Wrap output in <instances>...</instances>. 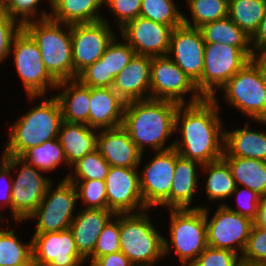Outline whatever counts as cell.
Wrapping results in <instances>:
<instances>
[{"mask_svg": "<svg viewBox=\"0 0 266 266\" xmlns=\"http://www.w3.org/2000/svg\"><path fill=\"white\" fill-rule=\"evenodd\" d=\"M250 43L253 53L266 49V12L257 30L250 37Z\"/></svg>", "mask_w": 266, "mask_h": 266, "instance_id": "50", "label": "cell"}, {"mask_svg": "<svg viewBox=\"0 0 266 266\" xmlns=\"http://www.w3.org/2000/svg\"><path fill=\"white\" fill-rule=\"evenodd\" d=\"M0 162H1L0 163V183L2 182L3 184V182H6L5 183L6 186L0 189V222H2L5 216H3L2 214L3 211L1 209H4V208L10 209V212H11L10 217H12L11 195H12V178H13L12 174L13 173H10V172H12L13 170H12L11 165L3 157ZM7 178H9V181Z\"/></svg>", "mask_w": 266, "mask_h": 266, "instance_id": "48", "label": "cell"}, {"mask_svg": "<svg viewBox=\"0 0 266 266\" xmlns=\"http://www.w3.org/2000/svg\"><path fill=\"white\" fill-rule=\"evenodd\" d=\"M119 30L121 38L130 45L136 55L149 57L168 55L173 30L171 27L138 16Z\"/></svg>", "mask_w": 266, "mask_h": 266, "instance_id": "19", "label": "cell"}, {"mask_svg": "<svg viewBox=\"0 0 266 266\" xmlns=\"http://www.w3.org/2000/svg\"><path fill=\"white\" fill-rule=\"evenodd\" d=\"M195 262L199 266H240L241 256L229 249L207 246Z\"/></svg>", "mask_w": 266, "mask_h": 266, "instance_id": "44", "label": "cell"}, {"mask_svg": "<svg viewBox=\"0 0 266 266\" xmlns=\"http://www.w3.org/2000/svg\"><path fill=\"white\" fill-rule=\"evenodd\" d=\"M40 1L41 0H9L1 9L23 26L27 22L50 17L51 12H47L46 9L42 8L41 10L39 9L40 12L38 11V4H40ZM47 1H49V5L51 6V0ZM39 13L40 17H38Z\"/></svg>", "mask_w": 266, "mask_h": 266, "instance_id": "40", "label": "cell"}, {"mask_svg": "<svg viewBox=\"0 0 266 266\" xmlns=\"http://www.w3.org/2000/svg\"><path fill=\"white\" fill-rule=\"evenodd\" d=\"M186 266H199V265L194 261V262L189 263V264L186 265Z\"/></svg>", "mask_w": 266, "mask_h": 266, "instance_id": "54", "label": "cell"}, {"mask_svg": "<svg viewBox=\"0 0 266 266\" xmlns=\"http://www.w3.org/2000/svg\"><path fill=\"white\" fill-rule=\"evenodd\" d=\"M205 43H221L239 48L249 59L253 52L250 37L228 16L204 23L198 28Z\"/></svg>", "mask_w": 266, "mask_h": 266, "instance_id": "29", "label": "cell"}, {"mask_svg": "<svg viewBox=\"0 0 266 266\" xmlns=\"http://www.w3.org/2000/svg\"><path fill=\"white\" fill-rule=\"evenodd\" d=\"M174 0H142L140 16L165 24L172 29L183 24L182 13Z\"/></svg>", "mask_w": 266, "mask_h": 266, "instance_id": "37", "label": "cell"}, {"mask_svg": "<svg viewBox=\"0 0 266 266\" xmlns=\"http://www.w3.org/2000/svg\"><path fill=\"white\" fill-rule=\"evenodd\" d=\"M98 131L86 124L63 120L57 139L63 148L68 167L97 149Z\"/></svg>", "mask_w": 266, "mask_h": 266, "instance_id": "27", "label": "cell"}, {"mask_svg": "<svg viewBox=\"0 0 266 266\" xmlns=\"http://www.w3.org/2000/svg\"><path fill=\"white\" fill-rule=\"evenodd\" d=\"M90 266H134L121 252L106 254L98 257Z\"/></svg>", "mask_w": 266, "mask_h": 266, "instance_id": "49", "label": "cell"}, {"mask_svg": "<svg viewBox=\"0 0 266 266\" xmlns=\"http://www.w3.org/2000/svg\"><path fill=\"white\" fill-rule=\"evenodd\" d=\"M155 156L138 170L140 191L147 209H170V190L175 174V149L155 151Z\"/></svg>", "mask_w": 266, "mask_h": 266, "instance_id": "15", "label": "cell"}, {"mask_svg": "<svg viewBox=\"0 0 266 266\" xmlns=\"http://www.w3.org/2000/svg\"><path fill=\"white\" fill-rule=\"evenodd\" d=\"M20 158L44 173L55 170L62 162L68 165L58 139H51L41 145L31 147Z\"/></svg>", "mask_w": 266, "mask_h": 266, "instance_id": "34", "label": "cell"}, {"mask_svg": "<svg viewBox=\"0 0 266 266\" xmlns=\"http://www.w3.org/2000/svg\"><path fill=\"white\" fill-rule=\"evenodd\" d=\"M179 105L151 98L125 103L122 127L142 154L146 146L154 152L174 148V141L168 145L166 142L176 133L175 116Z\"/></svg>", "mask_w": 266, "mask_h": 266, "instance_id": "2", "label": "cell"}, {"mask_svg": "<svg viewBox=\"0 0 266 266\" xmlns=\"http://www.w3.org/2000/svg\"><path fill=\"white\" fill-rule=\"evenodd\" d=\"M30 100L42 98L26 114L10 125V133L2 155L20 157L26 150L57 139L63 122L60 104L55 96H27Z\"/></svg>", "mask_w": 266, "mask_h": 266, "instance_id": "3", "label": "cell"}, {"mask_svg": "<svg viewBox=\"0 0 266 266\" xmlns=\"http://www.w3.org/2000/svg\"><path fill=\"white\" fill-rule=\"evenodd\" d=\"M199 167L196 168V167ZM199 162L182 157L175 150V174L170 190V209L194 208L190 206L198 192Z\"/></svg>", "mask_w": 266, "mask_h": 266, "instance_id": "25", "label": "cell"}, {"mask_svg": "<svg viewBox=\"0 0 266 266\" xmlns=\"http://www.w3.org/2000/svg\"><path fill=\"white\" fill-rule=\"evenodd\" d=\"M230 167L236 186H243L266 197V161L243 157H222Z\"/></svg>", "mask_w": 266, "mask_h": 266, "instance_id": "30", "label": "cell"}, {"mask_svg": "<svg viewBox=\"0 0 266 266\" xmlns=\"http://www.w3.org/2000/svg\"><path fill=\"white\" fill-rule=\"evenodd\" d=\"M234 196L236 197L238 208L227 205L225 202L221 203V205H225L231 211L253 220L263 197L247 187L240 188V186H236L231 198Z\"/></svg>", "mask_w": 266, "mask_h": 266, "instance_id": "43", "label": "cell"}, {"mask_svg": "<svg viewBox=\"0 0 266 266\" xmlns=\"http://www.w3.org/2000/svg\"><path fill=\"white\" fill-rule=\"evenodd\" d=\"M72 168L74 172L70 171L71 173L68 172V175H65L68 180L104 181L108 175L110 165L96 149L79 159L71 166V170ZM72 173H75V175Z\"/></svg>", "mask_w": 266, "mask_h": 266, "instance_id": "38", "label": "cell"}, {"mask_svg": "<svg viewBox=\"0 0 266 266\" xmlns=\"http://www.w3.org/2000/svg\"><path fill=\"white\" fill-rule=\"evenodd\" d=\"M122 40L123 42H118L116 36L101 56L102 61H105L106 88H112L114 78L129 64L135 55L130 45L124 39Z\"/></svg>", "mask_w": 266, "mask_h": 266, "instance_id": "36", "label": "cell"}, {"mask_svg": "<svg viewBox=\"0 0 266 266\" xmlns=\"http://www.w3.org/2000/svg\"><path fill=\"white\" fill-rule=\"evenodd\" d=\"M84 85L90 88H106L105 61L98 59L92 65L84 69L77 77Z\"/></svg>", "mask_w": 266, "mask_h": 266, "instance_id": "47", "label": "cell"}, {"mask_svg": "<svg viewBox=\"0 0 266 266\" xmlns=\"http://www.w3.org/2000/svg\"><path fill=\"white\" fill-rule=\"evenodd\" d=\"M33 266H83L71 230L32 234Z\"/></svg>", "mask_w": 266, "mask_h": 266, "instance_id": "18", "label": "cell"}, {"mask_svg": "<svg viewBox=\"0 0 266 266\" xmlns=\"http://www.w3.org/2000/svg\"><path fill=\"white\" fill-rule=\"evenodd\" d=\"M115 213L109 209L83 208L76 213L71 230L79 254L87 260L94 252L96 241Z\"/></svg>", "mask_w": 266, "mask_h": 266, "instance_id": "22", "label": "cell"}, {"mask_svg": "<svg viewBox=\"0 0 266 266\" xmlns=\"http://www.w3.org/2000/svg\"><path fill=\"white\" fill-rule=\"evenodd\" d=\"M77 190L84 208L107 209L106 185L102 180H69Z\"/></svg>", "mask_w": 266, "mask_h": 266, "instance_id": "39", "label": "cell"}, {"mask_svg": "<svg viewBox=\"0 0 266 266\" xmlns=\"http://www.w3.org/2000/svg\"><path fill=\"white\" fill-rule=\"evenodd\" d=\"M266 12V0H229L228 17L249 37Z\"/></svg>", "mask_w": 266, "mask_h": 266, "instance_id": "33", "label": "cell"}, {"mask_svg": "<svg viewBox=\"0 0 266 266\" xmlns=\"http://www.w3.org/2000/svg\"><path fill=\"white\" fill-rule=\"evenodd\" d=\"M250 59L237 47L221 43H205L204 68L200 78V93L212 98L216 92L240 71Z\"/></svg>", "mask_w": 266, "mask_h": 266, "instance_id": "11", "label": "cell"}, {"mask_svg": "<svg viewBox=\"0 0 266 266\" xmlns=\"http://www.w3.org/2000/svg\"><path fill=\"white\" fill-rule=\"evenodd\" d=\"M55 89L61 90L55 97L60 104L63 120L88 126L90 87L84 86L78 79H73L59 82Z\"/></svg>", "mask_w": 266, "mask_h": 266, "instance_id": "26", "label": "cell"}, {"mask_svg": "<svg viewBox=\"0 0 266 266\" xmlns=\"http://www.w3.org/2000/svg\"><path fill=\"white\" fill-rule=\"evenodd\" d=\"M254 227L266 228V197L262 198L258 205V210L255 218L252 220Z\"/></svg>", "mask_w": 266, "mask_h": 266, "instance_id": "52", "label": "cell"}, {"mask_svg": "<svg viewBox=\"0 0 266 266\" xmlns=\"http://www.w3.org/2000/svg\"><path fill=\"white\" fill-rule=\"evenodd\" d=\"M218 102V98L213 96L179 105L175 132L181 133V136L174 140V149L179 155L201 165L222 159L225 128L222 127L221 105Z\"/></svg>", "mask_w": 266, "mask_h": 266, "instance_id": "1", "label": "cell"}, {"mask_svg": "<svg viewBox=\"0 0 266 266\" xmlns=\"http://www.w3.org/2000/svg\"><path fill=\"white\" fill-rule=\"evenodd\" d=\"M51 182L42 202L28 218L37 221L33 234H43L68 229L76 216L77 190L66 177L53 186ZM53 187V189H52Z\"/></svg>", "mask_w": 266, "mask_h": 266, "instance_id": "10", "label": "cell"}, {"mask_svg": "<svg viewBox=\"0 0 266 266\" xmlns=\"http://www.w3.org/2000/svg\"><path fill=\"white\" fill-rule=\"evenodd\" d=\"M170 210V239L164 237V256L171 249L179 257L181 266L194 262L208 246L203 208Z\"/></svg>", "mask_w": 266, "mask_h": 266, "instance_id": "6", "label": "cell"}, {"mask_svg": "<svg viewBox=\"0 0 266 266\" xmlns=\"http://www.w3.org/2000/svg\"><path fill=\"white\" fill-rule=\"evenodd\" d=\"M88 126L108 129L122 126L125 101L113 88H90Z\"/></svg>", "mask_w": 266, "mask_h": 266, "instance_id": "23", "label": "cell"}, {"mask_svg": "<svg viewBox=\"0 0 266 266\" xmlns=\"http://www.w3.org/2000/svg\"><path fill=\"white\" fill-rule=\"evenodd\" d=\"M138 170L110 166L104 180L107 209L115 214L140 213L147 210L140 191Z\"/></svg>", "mask_w": 266, "mask_h": 266, "instance_id": "16", "label": "cell"}, {"mask_svg": "<svg viewBox=\"0 0 266 266\" xmlns=\"http://www.w3.org/2000/svg\"><path fill=\"white\" fill-rule=\"evenodd\" d=\"M204 48L205 42L198 28L182 24L172 30L167 56L196 84L199 92Z\"/></svg>", "mask_w": 266, "mask_h": 266, "instance_id": "17", "label": "cell"}, {"mask_svg": "<svg viewBox=\"0 0 266 266\" xmlns=\"http://www.w3.org/2000/svg\"><path fill=\"white\" fill-rule=\"evenodd\" d=\"M203 208L206 221L208 246L229 249L242 255L253 225L250 218L231 211L225 205H219L214 215L209 218V207Z\"/></svg>", "mask_w": 266, "mask_h": 266, "instance_id": "13", "label": "cell"}, {"mask_svg": "<svg viewBox=\"0 0 266 266\" xmlns=\"http://www.w3.org/2000/svg\"><path fill=\"white\" fill-rule=\"evenodd\" d=\"M2 157L11 165L12 170L18 172L12 175V218L15 223H22L38 208L52 180L20 157Z\"/></svg>", "mask_w": 266, "mask_h": 266, "instance_id": "7", "label": "cell"}, {"mask_svg": "<svg viewBox=\"0 0 266 266\" xmlns=\"http://www.w3.org/2000/svg\"><path fill=\"white\" fill-rule=\"evenodd\" d=\"M23 28L36 41L50 76L57 83L73 80L71 25L49 17L27 22Z\"/></svg>", "mask_w": 266, "mask_h": 266, "instance_id": "4", "label": "cell"}, {"mask_svg": "<svg viewBox=\"0 0 266 266\" xmlns=\"http://www.w3.org/2000/svg\"><path fill=\"white\" fill-rule=\"evenodd\" d=\"M10 55L27 96H43L49 89L55 90L58 83L45 69L36 41L23 27L13 38Z\"/></svg>", "mask_w": 266, "mask_h": 266, "instance_id": "8", "label": "cell"}, {"mask_svg": "<svg viewBox=\"0 0 266 266\" xmlns=\"http://www.w3.org/2000/svg\"><path fill=\"white\" fill-rule=\"evenodd\" d=\"M259 124H263V125H266V121H257Z\"/></svg>", "mask_w": 266, "mask_h": 266, "instance_id": "56", "label": "cell"}, {"mask_svg": "<svg viewBox=\"0 0 266 266\" xmlns=\"http://www.w3.org/2000/svg\"><path fill=\"white\" fill-rule=\"evenodd\" d=\"M249 121L243 128L224 130L222 157H243L266 161V131L252 130Z\"/></svg>", "mask_w": 266, "mask_h": 266, "instance_id": "24", "label": "cell"}, {"mask_svg": "<svg viewBox=\"0 0 266 266\" xmlns=\"http://www.w3.org/2000/svg\"><path fill=\"white\" fill-rule=\"evenodd\" d=\"M208 173L206 179V196L209 201H221L227 200L231 197L236 188V183L232 177V173L228 164L223 160H217L215 162L202 165L201 171Z\"/></svg>", "mask_w": 266, "mask_h": 266, "instance_id": "31", "label": "cell"}, {"mask_svg": "<svg viewBox=\"0 0 266 266\" xmlns=\"http://www.w3.org/2000/svg\"><path fill=\"white\" fill-rule=\"evenodd\" d=\"M1 227L0 223V266H33L32 238L24 243L14 229Z\"/></svg>", "mask_w": 266, "mask_h": 266, "instance_id": "32", "label": "cell"}, {"mask_svg": "<svg viewBox=\"0 0 266 266\" xmlns=\"http://www.w3.org/2000/svg\"><path fill=\"white\" fill-rule=\"evenodd\" d=\"M191 13V21L182 13L184 25L199 28L207 22L223 19L228 16L229 0H186Z\"/></svg>", "mask_w": 266, "mask_h": 266, "instance_id": "35", "label": "cell"}, {"mask_svg": "<svg viewBox=\"0 0 266 266\" xmlns=\"http://www.w3.org/2000/svg\"><path fill=\"white\" fill-rule=\"evenodd\" d=\"M109 21L103 20L71 25L73 79L104 54L116 37Z\"/></svg>", "mask_w": 266, "mask_h": 266, "instance_id": "14", "label": "cell"}, {"mask_svg": "<svg viewBox=\"0 0 266 266\" xmlns=\"http://www.w3.org/2000/svg\"><path fill=\"white\" fill-rule=\"evenodd\" d=\"M23 26L0 9V63L10 56L13 38Z\"/></svg>", "mask_w": 266, "mask_h": 266, "instance_id": "46", "label": "cell"}, {"mask_svg": "<svg viewBox=\"0 0 266 266\" xmlns=\"http://www.w3.org/2000/svg\"><path fill=\"white\" fill-rule=\"evenodd\" d=\"M152 57L134 55L114 78L113 90L126 102L150 98Z\"/></svg>", "mask_w": 266, "mask_h": 266, "instance_id": "21", "label": "cell"}, {"mask_svg": "<svg viewBox=\"0 0 266 266\" xmlns=\"http://www.w3.org/2000/svg\"><path fill=\"white\" fill-rule=\"evenodd\" d=\"M224 100L252 121H266V86L249 61L222 87Z\"/></svg>", "mask_w": 266, "mask_h": 266, "instance_id": "9", "label": "cell"}, {"mask_svg": "<svg viewBox=\"0 0 266 266\" xmlns=\"http://www.w3.org/2000/svg\"><path fill=\"white\" fill-rule=\"evenodd\" d=\"M250 61L257 67L266 86V49L252 54Z\"/></svg>", "mask_w": 266, "mask_h": 266, "instance_id": "51", "label": "cell"}, {"mask_svg": "<svg viewBox=\"0 0 266 266\" xmlns=\"http://www.w3.org/2000/svg\"><path fill=\"white\" fill-rule=\"evenodd\" d=\"M97 150L114 167L139 168L144 156L122 126L100 129Z\"/></svg>", "mask_w": 266, "mask_h": 266, "instance_id": "20", "label": "cell"}, {"mask_svg": "<svg viewBox=\"0 0 266 266\" xmlns=\"http://www.w3.org/2000/svg\"><path fill=\"white\" fill-rule=\"evenodd\" d=\"M142 0H104V7L117 17L118 29L140 16Z\"/></svg>", "mask_w": 266, "mask_h": 266, "instance_id": "45", "label": "cell"}, {"mask_svg": "<svg viewBox=\"0 0 266 266\" xmlns=\"http://www.w3.org/2000/svg\"><path fill=\"white\" fill-rule=\"evenodd\" d=\"M190 92V100H185V95ZM150 98L192 104L204 97L196 84L168 56H158L152 57L151 61Z\"/></svg>", "mask_w": 266, "mask_h": 266, "instance_id": "12", "label": "cell"}, {"mask_svg": "<svg viewBox=\"0 0 266 266\" xmlns=\"http://www.w3.org/2000/svg\"><path fill=\"white\" fill-rule=\"evenodd\" d=\"M241 263L266 266V228L252 225Z\"/></svg>", "mask_w": 266, "mask_h": 266, "instance_id": "42", "label": "cell"}, {"mask_svg": "<svg viewBox=\"0 0 266 266\" xmlns=\"http://www.w3.org/2000/svg\"><path fill=\"white\" fill-rule=\"evenodd\" d=\"M9 0H0V9L8 2Z\"/></svg>", "mask_w": 266, "mask_h": 266, "instance_id": "53", "label": "cell"}, {"mask_svg": "<svg viewBox=\"0 0 266 266\" xmlns=\"http://www.w3.org/2000/svg\"><path fill=\"white\" fill-rule=\"evenodd\" d=\"M103 6L104 0H51L50 18L69 25L96 22L103 20Z\"/></svg>", "mask_w": 266, "mask_h": 266, "instance_id": "28", "label": "cell"}, {"mask_svg": "<svg viewBox=\"0 0 266 266\" xmlns=\"http://www.w3.org/2000/svg\"><path fill=\"white\" fill-rule=\"evenodd\" d=\"M148 209L119 214L120 251L134 266H154L164 258V236L152 223Z\"/></svg>", "mask_w": 266, "mask_h": 266, "instance_id": "5", "label": "cell"}, {"mask_svg": "<svg viewBox=\"0 0 266 266\" xmlns=\"http://www.w3.org/2000/svg\"><path fill=\"white\" fill-rule=\"evenodd\" d=\"M120 251V227L119 214L109 221L100 233L93 254L87 259L90 261L89 266L98 258L106 254Z\"/></svg>", "mask_w": 266, "mask_h": 266, "instance_id": "41", "label": "cell"}, {"mask_svg": "<svg viewBox=\"0 0 266 266\" xmlns=\"http://www.w3.org/2000/svg\"><path fill=\"white\" fill-rule=\"evenodd\" d=\"M240 266H260V265H247V264L241 263Z\"/></svg>", "mask_w": 266, "mask_h": 266, "instance_id": "55", "label": "cell"}]
</instances>
